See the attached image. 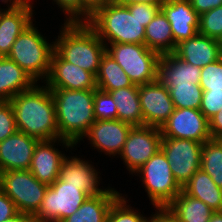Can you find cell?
Listing matches in <instances>:
<instances>
[{"label": "cell", "instance_id": "6da1fadb", "mask_svg": "<svg viewBox=\"0 0 222 222\" xmlns=\"http://www.w3.org/2000/svg\"><path fill=\"white\" fill-rule=\"evenodd\" d=\"M19 132L39 141L59 138L56 110L51 90L37 83L10 101Z\"/></svg>", "mask_w": 222, "mask_h": 222}, {"label": "cell", "instance_id": "7a4b0ae2", "mask_svg": "<svg viewBox=\"0 0 222 222\" xmlns=\"http://www.w3.org/2000/svg\"><path fill=\"white\" fill-rule=\"evenodd\" d=\"M50 90L55 103L59 138L76 146L96 121L93 110L95 89Z\"/></svg>", "mask_w": 222, "mask_h": 222}, {"label": "cell", "instance_id": "3957f363", "mask_svg": "<svg viewBox=\"0 0 222 222\" xmlns=\"http://www.w3.org/2000/svg\"><path fill=\"white\" fill-rule=\"evenodd\" d=\"M54 42V51L68 63L91 72L95 77L105 43L86 22H65Z\"/></svg>", "mask_w": 222, "mask_h": 222}, {"label": "cell", "instance_id": "277c9868", "mask_svg": "<svg viewBox=\"0 0 222 222\" xmlns=\"http://www.w3.org/2000/svg\"><path fill=\"white\" fill-rule=\"evenodd\" d=\"M86 23L104 43L145 44V26L126 5L111 1L97 9Z\"/></svg>", "mask_w": 222, "mask_h": 222}, {"label": "cell", "instance_id": "5b68a950", "mask_svg": "<svg viewBox=\"0 0 222 222\" xmlns=\"http://www.w3.org/2000/svg\"><path fill=\"white\" fill-rule=\"evenodd\" d=\"M34 25L32 22L17 37L7 57L38 83L40 79L45 82L49 76L54 42L49 43Z\"/></svg>", "mask_w": 222, "mask_h": 222}, {"label": "cell", "instance_id": "8992f818", "mask_svg": "<svg viewBox=\"0 0 222 222\" xmlns=\"http://www.w3.org/2000/svg\"><path fill=\"white\" fill-rule=\"evenodd\" d=\"M106 52L122 67L130 81L144 85L157 80L160 54L145 44L105 43ZM110 45V46H109Z\"/></svg>", "mask_w": 222, "mask_h": 222}, {"label": "cell", "instance_id": "52a82bcc", "mask_svg": "<svg viewBox=\"0 0 222 222\" xmlns=\"http://www.w3.org/2000/svg\"><path fill=\"white\" fill-rule=\"evenodd\" d=\"M134 173L141 178L154 208L167 207L182 191L161 149Z\"/></svg>", "mask_w": 222, "mask_h": 222}, {"label": "cell", "instance_id": "ba28073f", "mask_svg": "<svg viewBox=\"0 0 222 222\" xmlns=\"http://www.w3.org/2000/svg\"><path fill=\"white\" fill-rule=\"evenodd\" d=\"M89 196L80 186L66 185L57 179L48 186L40 208L33 215L36 222H59L74 214Z\"/></svg>", "mask_w": 222, "mask_h": 222}, {"label": "cell", "instance_id": "9c48e42d", "mask_svg": "<svg viewBox=\"0 0 222 222\" xmlns=\"http://www.w3.org/2000/svg\"><path fill=\"white\" fill-rule=\"evenodd\" d=\"M48 185L38 181L30 170H9L2 174L1 190L14 202L18 212L34 215Z\"/></svg>", "mask_w": 222, "mask_h": 222}, {"label": "cell", "instance_id": "30bf717a", "mask_svg": "<svg viewBox=\"0 0 222 222\" xmlns=\"http://www.w3.org/2000/svg\"><path fill=\"white\" fill-rule=\"evenodd\" d=\"M202 146L203 143L190 139L162 137L161 150L166 155L172 175L181 188L201 169Z\"/></svg>", "mask_w": 222, "mask_h": 222}, {"label": "cell", "instance_id": "8fae6325", "mask_svg": "<svg viewBox=\"0 0 222 222\" xmlns=\"http://www.w3.org/2000/svg\"><path fill=\"white\" fill-rule=\"evenodd\" d=\"M160 128L133 126L119 154L126 169L133 174L161 149Z\"/></svg>", "mask_w": 222, "mask_h": 222}, {"label": "cell", "instance_id": "7c38bea8", "mask_svg": "<svg viewBox=\"0 0 222 222\" xmlns=\"http://www.w3.org/2000/svg\"><path fill=\"white\" fill-rule=\"evenodd\" d=\"M160 131L162 137L190 139L201 143L212 139L209 120L199 109L175 108Z\"/></svg>", "mask_w": 222, "mask_h": 222}, {"label": "cell", "instance_id": "4fadbf2b", "mask_svg": "<svg viewBox=\"0 0 222 222\" xmlns=\"http://www.w3.org/2000/svg\"><path fill=\"white\" fill-rule=\"evenodd\" d=\"M144 125L161 128L174 111L170 92L158 79L139 85Z\"/></svg>", "mask_w": 222, "mask_h": 222}, {"label": "cell", "instance_id": "5bb4252c", "mask_svg": "<svg viewBox=\"0 0 222 222\" xmlns=\"http://www.w3.org/2000/svg\"><path fill=\"white\" fill-rule=\"evenodd\" d=\"M56 142H59L65 148L75 147V145L62 138L49 141H39L34 148L33 156L31 159V164L29 170L33 176L48 186L53 184L59 176V170L62 161L66 157L65 153H61L59 149L55 148Z\"/></svg>", "mask_w": 222, "mask_h": 222}, {"label": "cell", "instance_id": "9a60e30c", "mask_svg": "<svg viewBox=\"0 0 222 222\" xmlns=\"http://www.w3.org/2000/svg\"><path fill=\"white\" fill-rule=\"evenodd\" d=\"M44 84L49 89L88 90L97 88L96 77L91 72L68 63L55 51L52 53L50 73Z\"/></svg>", "mask_w": 222, "mask_h": 222}, {"label": "cell", "instance_id": "2e32d148", "mask_svg": "<svg viewBox=\"0 0 222 222\" xmlns=\"http://www.w3.org/2000/svg\"><path fill=\"white\" fill-rule=\"evenodd\" d=\"M132 125L118 119L96 120L84 138H88L94 149L103 152L110 157L121 153L127 140V136L132 129Z\"/></svg>", "mask_w": 222, "mask_h": 222}, {"label": "cell", "instance_id": "e0dca14e", "mask_svg": "<svg viewBox=\"0 0 222 222\" xmlns=\"http://www.w3.org/2000/svg\"><path fill=\"white\" fill-rule=\"evenodd\" d=\"M77 156L65 157L61 163L59 176L66 185L80 186V190L88 196L102 195L108 188H99L100 172L93 164ZM93 165V166H92Z\"/></svg>", "mask_w": 222, "mask_h": 222}, {"label": "cell", "instance_id": "ac0fdd59", "mask_svg": "<svg viewBox=\"0 0 222 222\" xmlns=\"http://www.w3.org/2000/svg\"><path fill=\"white\" fill-rule=\"evenodd\" d=\"M38 139L22 132H15L0 142V167L9 170H29Z\"/></svg>", "mask_w": 222, "mask_h": 222}, {"label": "cell", "instance_id": "d6986e66", "mask_svg": "<svg viewBox=\"0 0 222 222\" xmlns=\"http://www.w3.org/2000/svg\"><path fill=\"white\" fill-rule=\"evenodd\" d=\"M172 29L176 44L194 37L199 29V15L190 5L189 0H165L161 5Z\"/></svg>", "mask_w": 222, "mask_h": 222}, {"label": "cell", "instance_id": "ffe728a7", "mask_svg": "<svg viewBox=\"0 0 222 222\" xmlns=\"http://www.w3.org/2000/svg\"><path fill=\"white\" fill-rule=\"evenodd\" d=\"M32 1L27 0L23 5L14 9L0 10V57L8 56L17 37L33 21Z\"/></svg>", "mask_w": 222, "mask_h": 222}, {"label": "cell", "instance_id": "44dd1931", "mask_svg": "<svg viewBox=\"0 0 222 222\" xmlns=\"http://www.w3.org/2000/svg\"><path fill=\"white\" fill-rule=\"evenodd\" d=\"M200 72V67L187 63L174 53H168L160 56L157 79L170 91L176 85L199 84Z\"/></svg>", "mask_w": 222, "mask_h": 222}, {"label": "cell", "instance_id": "7402d4cb", "mask_svg": "<svg viewBox=\"0 0 222 222\" xmlns=\"http://www.w3.org/2000/svg\"><path fill=\"white\" fill-rule=\"evenodd\" d=\"M173 53L187 63L203 68L219 59L220 45L217 39L197 33L176 44Z\"/></svg>", "mask_w": 222, "mask_h": 222}, {"label": "cell", "instance_id": "603a6c76", "mask_svg": "<svg viewBox=\"0 0 222 222\" xmlns=\"http://www.w3.org/2000/svg\"><path fill=\"white\" fill-rule=\"evenodd\" d=\"M36 82L16 62L0 57V100L10 101L14 96L32 88Z\"/></svg>", "mask_w": 222, "mask_h": 222}, {"label": "cell", "instance_id": "cb8c5ba5", "mask_svg": "<svg viewBox=\"0 0 222 222\" xmlns=\"http://www.w3.org/2000/svg\"><path fill=\"white\" fill-rule=\"evenodd\" d=\"M121 195L114 188L99 196H89L77 211L59 222H107V215L113 202Z\"/></svg>", "mask_w": 222, "mask_h": 222}, {"label": "cell", "instance_id": "d4e9b609", "mask_svg": "<svg viewBox=\"0 0 222 222\" xmlns=\"http://www.w3.org/2000/svg\"><path fill=\"white\" fill-rule=\"evenodd\" d=\"M117 107V119L132 126H144L139 86L133 84L109 92Z\"/></svg>", "mask_w": 222, "mask_h": 222}, {"label": "cell", "instance_id": "484cf974", "mask_svg": "<svg viewBox=\"0 0 222 222\" xmlns=\"http://www.w3.org/2000/svg\"><path fill=\"white\" fill-rule=\"evenodd\" d=\"M182 190L207 204L213 211H222V188L202 169L190 178Z\"/></svg>", "mask_w": 222, "mask_h": 222}, {"label": "cell", "instance_id": "4316f807", "mask_svg": "<svg viewBox=\"0 0 222 222\" xmlns=\"http://www.w3.org/2000/svg\"><path fill=\"white\" fill-rule=\"evenodd\" d=\"M145 45L160 55L175 50L171 25L161 9L145 27Z\"/></svg>", "mask_w": 222, "mask_h": 222}, {"label": "cell", "instance_id": "83f0119b", "mask_svg": "<svg viewBox=\"0 0 222 222\" xmlns=\"http://www.w3.org/2000/svg\"><path fill=\"white\" fill-rule=\"evenodd\" d=\"M167 207L180 222H209L215 212L207 204L187 195L183 190Z\"/></svg>", "mask_w": 222, "mask_h": 222}, {"label": "cell", "instance_id": "f1b7e54d", "mask_svg": "<svg viewBox=\"0 0 222 222\" xmlns=\"http://www.w3.org/2000/svg\"><path fill=\"white\" fill-rule=\"evenodd\" d=\"M132 85L133 83L122 67L112 56L105 52L101 58L99 70L96 75L97 88L105 92H111Z\"/></svg>", "mask_w": 222, "mask_h": 222}, {"label": "cell", "instance_id": "f546056e", "mask_svg": "<svg viewBox=\"0 0 222 222\" xmlns=\"http://www.w3.org/2000/svg\"><path fill=\"white\" fill-rule=\"evenodd\" d=\"M201 169L222 188V139H210L203 143Z\"/></svg>", "mask_w": 222, "mask_h": 222}, {"label": "cell", "instance_id": "4dcf8cb0", "mask_svg": "<svg viewBox=\"0 0 222 222\" xmlns=\"http://www.w3.org/2000/svg\"><path fill=\"white\" fill-rule=\"evenodd\" d=\"M169 92L174 108L200 109L203 90L199 84L176 85Z\"/></svg>", "mask_w": 222, "mask_h": 222}, {"label": "cell", "instance_id": "1f68e13d", "mask_svg": "<svg viewBox=\"0 0 222 222\" xmlns=\"http://www.w3.org/2000/svg\"><path fill=\"white\" fill-rule=\"evenodd\" d=\"M128 201L121 194L111 205L107 215V222H145L149 218L128 205Z\"/></svg>", "mask_w": 222, "mask_h": 222}, {"label": "cell", "instance_id": "d6a6232c", "mask_svg": "<svg viewBox=\"0 0 222 222\" xmlns=\"http://www.w3.org/2000/svg\"><path fill=\"white\" fill-rule=\"evenodd\" d=\"M198 33L219 40L222 36V6L199 16Z\"/></svg>", "mask_w": 222, "mask_h": 222}, {"label": "cell", "instance_id": "836d02e7", "mask_svg": "<svg viewBox=\"0 0 222 222\" xmlns=\"http://www.w3.org/2000/svg\"><path fill=\"white\" fill-rule=\"evenodd\" d=\"M94 117L96 120L117 119V107L109 92L98 88L94 92Z\"/></svg>", "mask_w": 222, "mask_h": 222}, {"label": "cell", "instance_id": "e575fe53", "mask_svg": "<svg viewBox=\"0 0 222 222\" xmlns=\"http://www.w3.org/2000/svg\"><path fill=\"white\" fill-rule=\"evenodd\" d=\"M199 85L203 91H222V61L218 59L201 68Z\"/></svg>", "mask_w": 222, "mask_h": 222}, {"label": "cell", "instance_id": "d590c367", "mask_svg": "<svg viewBox=\"0 0 222 222\" xmlns=\"http://www.w3.org/2000/svg\"><path fill=\"white\" fill-rule=\"evenodd\" d=\"M15 115L9 101L0 102V142L17 132Z\"/></svg>", "mask_w": 222, "mask_h": 222}, {"label": "cell", "instance_id": "8d00e7d4", "mask_svg": "<svg viewBox=\"0 0 222 222\" xmlns=\"http://www.w3.org/2000/svg\"><path fill=\"white\" fill-rule=\"evenodd\" d=\"M222 109V91H203L200 111L210 120Z\"/></svg>", "mask_w": 222, "mask_h": 222}, {"label": "cell", "instance_id": "74e56055", "mask_svg": "<svg viewBox=\"0 0 222 222\" xmlns=\"http://www.w3.org/2000/svg\"><path fill=\"white\" fill-rule=\"evenodd\" d=\"M132 15H135L142 23L147 26L148 23L155 17L161 9L160 5L150 3H133L126 5Z\"/></svg>", "mask_w": 222, "mask_h": 222}, {"label": "cell", "instance_id": "f35d334b", "mask_svg": "<svg viewBox=\"0 0 222 222\" xmlns=\"http://www.w3.org/2000/svg\"><path fill=\"white\" fill-rule=\"evenodd\" d=\"M64 12V22H82V0H53Z\"/></svg>", "mask_w": 222, "mask_h": 222}, {"label": "cell", "instance_id": "ab89813d", "mask_svg": "<svg viewBox=\"0 0 222 222\" xmlns=\"http://www.w3.org/2000/svg\"><path fill=\"white\" fill-rule=\"evenodd\" d=\"M18 213L14 202L0 189V222L10 219Z\"/></svg>", "mask_w": 222, "mask_h": 222}, {"label": "cell", "instance_id": "60d3db41", "mask_svg": "<svg viewBox=\"0 0 222 222\" xmlns=\"http://www.w3.org/2000/svg\"><path fill=\"white\" fill-rule=\"evenodd\" d=\"M112 0H82V22H86L99 8L109 4Z\"/></svg>", "mask_w": 222, "mask_h": 222}, {"label": "cell", "instance_id": "b9f144b4", "mask_svg": "<svg viewBox=\"0 0 222 222\" xmlns=\"http://www.w3.org/2000/svg\"><path fill=\"white\" fill-rule=\"evenodd\" d=\"M189 2L199 16L209 10L222 6V0H189Z\"/></svg>", "mask_w": 222, "mask_h": 222}, {"label": "cell", "instance_id": "7bdbcfd3", "mask_svg": "<svg viewBox=\"0 0 222 222\" xmlns=\"http://www.w3.org/2000/svg\"><path fill=\"white\" fill-rule=\"evenodd\" d=\"M209 131L212 139H222V109L209 120Z\"/></svg>", "mask_w": 222, "mask_h": 222}, {"label": "cell", "instance_id": "ee69618b", "mask_svg": "<svg viewBox=\"0 0 222 222\" xmlns=\"http://www.w3.org/2000/svg\"><path fill=\"white\" fill-rule=\"evenodd\" d=\"M155 211L153 222H180L168 207H156Z\"/></svg>", "mask_w": 222, "mask_h": 222}, {"label": "cell", "instance_id": "f6af8a7d", "mask_svg": "<svg viewBox=\"0 0 222 222\" xmlns=\"http://www.w3.org/2000/svg\"><path fill=\"white\" fill-rule=\"evenodd\" d=\"M4 222H36V220L31 214L19 212L14 217L5 220Z\"/></svg>", "mask_w": 222, "mask_h": 222}, {"label": "cell", "instance_id": "bcb514c9", "mask_svg": "<svg viewBox=\"0 0 222 222\" xmlns=\"http://www.w3.org/2000/svg\"><path fill=\"white\" fill-rule=\"evenodd\" d=\"M114 3H118L121 5H130L133 3H150V4H155V5H162L165 0H112Z\"/></svg>", "mask_w": 222, "mask_h": 222}, {"label": "cell", "instance_id": "7dc6e473", "mask_svg": "<svg viewBox=\"0 0 222 222\" xmlns=\"http://www.w3.org/2000/svg\"><path fill=\"white\" fill-rule=\"evenodd\" d=\"M27 0H1L2 3L6 4L7 3V7L5 9H14L17 8L21 5H23ZM10 5H9V4Z\"/></svg>", "mask_w": 222, "mask_h": 222}, {"label": "cell", "instance_id": "c3c4849f", "mask_svg": "<svg viewBox=\"0 0 222 222\" xmlns=\"http://www.w3.org/2000/svg\"><path fill=\"white\" fill-rule=\"evenodd\" d=\"M209 222H222V211H216L212 214Z\"/></svg>", "mask_w": 222, "mask_h": 222}, {"label": "cell", "instance_id": "681fc988", "mask_svg": "<svg viewBox=\"0 0 222 222\" xmlns=\"http://www.w3.org/2000/svg\"><path fill=\"white\" fill-rule=\"evenodd\" d=\"M2 174H3V171L0 167V189H1V184H2Z\"/></svg>", "mask_w": 222, "mask_h": 222}, {"label": "cell", "instance_id": "f907efd6", "mask_svg": "<svg viewBox=\"0 0 222 222\" xmlns=\"http://www.w3.org/2000/svg\"><path fill=\"white\" fill-rule=\"evenodd\" d=\"M145 222H153V215L151 214V216Z\"/></svg>", "mask_w": 222, "mask_h": 222}, {"label": "cell", "instance_id": "816d5d0a", "mask_svg": "<svg viewBox=\"0 0 222 222\" xmlns=\"http://www.w3.org/2000/svg\"><path fill=\"white\" fill-rule=\"evenodd\" d=\"M219 59L222 61V45H220V55H219Z\"/></svg>", "mask_w": 222, "mask_h": 222}, {"label": "cell", "instance_id": "f5cc1de1", "mask_svg": "<svg viewBox=\"0 0 222 222\" xmlns=\"http://www.w3.org/2000/svg\"><path fill=\"white\" fill-rule=\"evenodd\" d=\"M219 45H222V36L220 37V39L218 40Z\"/></svg>", "mask_w": 222, "mask_h": 222}]
</instances>
